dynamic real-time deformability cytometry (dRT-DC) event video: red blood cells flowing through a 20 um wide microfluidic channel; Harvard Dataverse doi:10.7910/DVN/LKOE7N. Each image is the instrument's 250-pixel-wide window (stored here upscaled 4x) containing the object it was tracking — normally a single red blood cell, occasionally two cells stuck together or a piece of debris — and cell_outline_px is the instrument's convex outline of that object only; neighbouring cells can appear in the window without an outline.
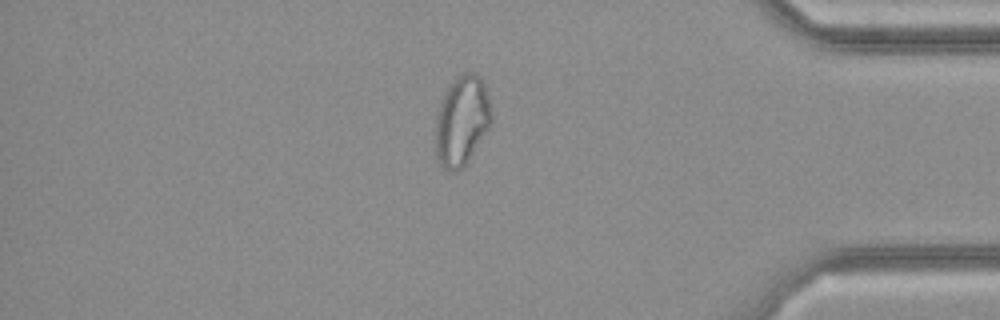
{"species": "common noctule bat (a hibernating species)", "species_latin": "Nyctalus noctula", "temperature_condition": "cold", "stored_images_in_passage": 34, "camera_frame_rate_fps": 3000, "um_per_image_px": 0.085, "animal": {"sex": "female", "body_mass_g": 21.9}, "frame": {"image": 1, "passage_image": 29, "time_ms": 9.333, "image_size_px": [1000, 320], "cell_outline_px": [[492, 124], [464, 168], [456, 172], [448, 172], [436, 160], [436, 116], [444, 92], [448, 84], [452, 80], [464, 72], [476, 72], [484, 80], [492, 112]], "centroid_in_image_um": [39.27, 10.27], "position_along_channel_um": 395.9, "area_um2": 30.0}}